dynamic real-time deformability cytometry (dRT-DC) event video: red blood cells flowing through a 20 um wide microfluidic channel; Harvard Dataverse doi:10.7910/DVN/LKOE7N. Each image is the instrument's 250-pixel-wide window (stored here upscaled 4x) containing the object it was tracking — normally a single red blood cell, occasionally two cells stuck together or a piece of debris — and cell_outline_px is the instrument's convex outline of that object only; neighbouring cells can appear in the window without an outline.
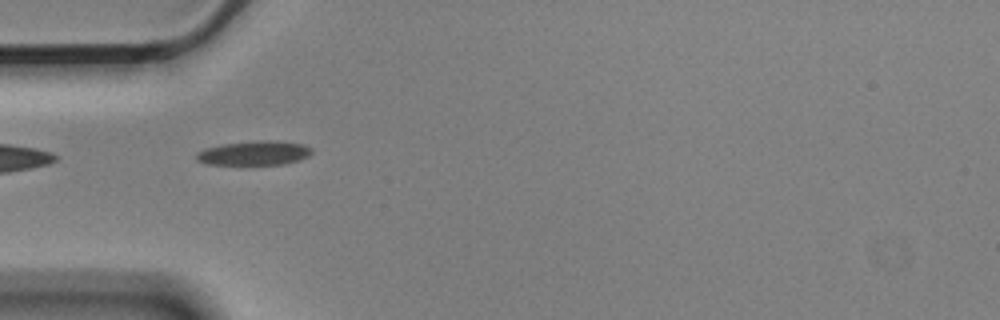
{"species": "Egyptian fruit bat (a non-hibernating species)", "species_latin": "Rousettus aegyptiacus", "temperature_condition": "cold", "stored_images_in_passage": 2, "camera_frame_rate_fps": 3000, "um_per_image_px": 0.085, "animal": {"sex": "male"}, "frame": {"image": 1, "passage_image": 1, "time_ms": 0.0, "image_size_px": [1000, 320], "cell_outline_px": [[312, 152], [308, 156], [300, 160], [284, 164], [204, 164], [196, 160], [196, 152], [204, 148], [220, 144], [260, 140], [304, 144], [312, 148]], "centroid_in_image_um": [21.56, 13.01], "position_along_channel_um": 63.4, "area_um2": 16.3}}
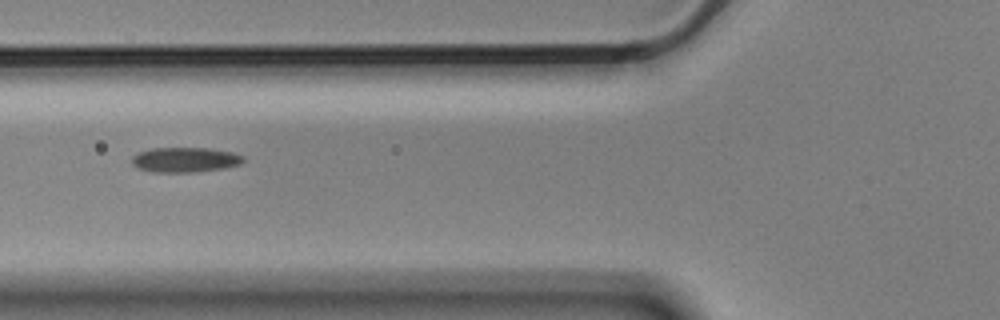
{"frame": {"image": 2, "passage_image": 2, "time_ms": 0.333, "image_size_px": [1000, 320], "cell_outline_px": [[244, 160], [240, 164], [224, 168], [192, 172], [152, 172], [140, 168], [132, 164], [132, 156], [140, 152], [152, 148], [208, 148], [232, 152], [244, 156]], "centroid_in_image_um": [15.74, 13.57], "position_along_channel_um": 110.1, "area_um2": 16.07}}